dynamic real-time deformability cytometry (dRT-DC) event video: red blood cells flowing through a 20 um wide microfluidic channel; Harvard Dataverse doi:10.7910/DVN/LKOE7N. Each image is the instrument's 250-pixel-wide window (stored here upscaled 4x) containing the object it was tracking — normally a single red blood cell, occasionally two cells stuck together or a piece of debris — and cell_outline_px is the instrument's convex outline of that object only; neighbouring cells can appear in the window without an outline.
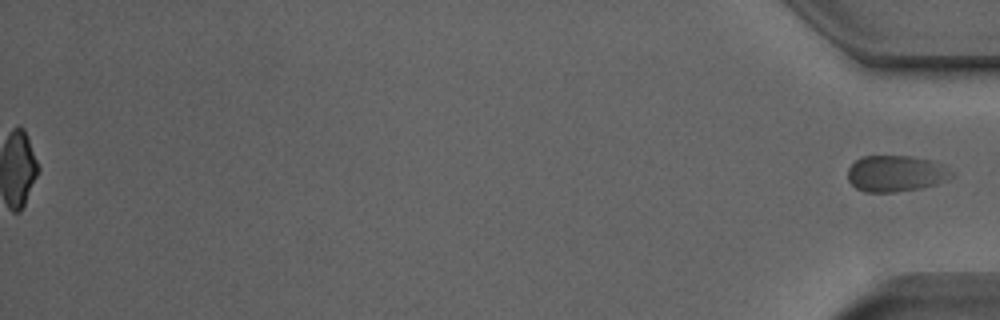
{"species": "Egyptian fruit bat (a non-hibernating species)", "species_latin": "Rousettus aegyptiacus", "temperature_condition": "room temperature", "stored_images_in_passage": 51, "segment_of_instrument_passage": [2, 2], "camera_frame_rate_fps": 3000, "um_per_image_px": 0.085, "animal": {"sex": "male"}, "frame": {"image": 1, "passage_image": 51, "time_ms": 16.667, "image_size_px": [1000, 320], "cell_outline_px": [[952, 176], [936, 184], [920, 188], [896, 192], [864, 192], [856, 188], [848, 180], [848, 168], [860, 156], [916, 156], [932, 160], [944, 164], [952, 172]], "centroid_in_image_um": [76.14, 14.74], "position_along_channel_um": 359.1, "area_um2": 22.08}}